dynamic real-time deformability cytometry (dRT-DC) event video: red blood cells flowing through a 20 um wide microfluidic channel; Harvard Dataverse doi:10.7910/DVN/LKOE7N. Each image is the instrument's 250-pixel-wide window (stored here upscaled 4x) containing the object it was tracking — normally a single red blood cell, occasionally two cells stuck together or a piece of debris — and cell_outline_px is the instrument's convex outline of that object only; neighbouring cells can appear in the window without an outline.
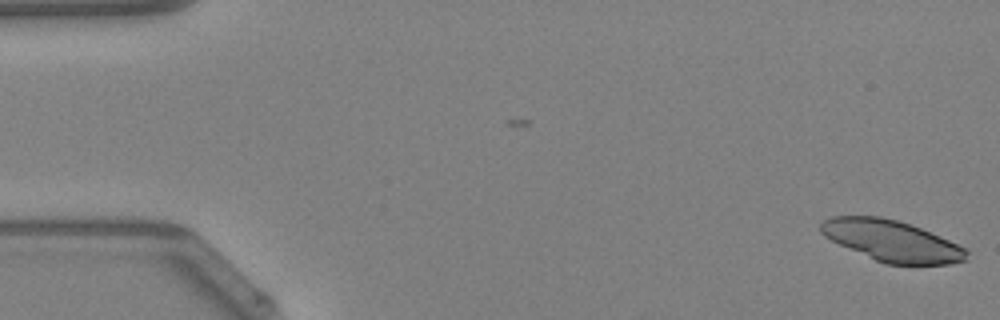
{"species": "Egyptian fruit bat (a non-hibernating species)", "species_latin": "Rousettus aegyptiacus", "temperature_condition": "warm", "stored_images_in_passage": 8, "camera_frame_rate_fps": 3000, "um_per_image_px": 0.085, "animal": {"sex": "female"}, "frame": {"image": 1, "passage_image": 1, "time_ms": 0.0, "image_size_px": [1000, 320], "cell_outline_px": [[968, 260], [948, 264], [884, 264], [840, 244], [824, 236], [820, 232], [820, 224], [824, 220], [832, 216], [880, 216], [896, 220], [920, 228], [968, 248]], "centroid_in_image_um": [75.82, 20.47], "position_along_channel_um": 9.2, "area_um2": 34.68}}